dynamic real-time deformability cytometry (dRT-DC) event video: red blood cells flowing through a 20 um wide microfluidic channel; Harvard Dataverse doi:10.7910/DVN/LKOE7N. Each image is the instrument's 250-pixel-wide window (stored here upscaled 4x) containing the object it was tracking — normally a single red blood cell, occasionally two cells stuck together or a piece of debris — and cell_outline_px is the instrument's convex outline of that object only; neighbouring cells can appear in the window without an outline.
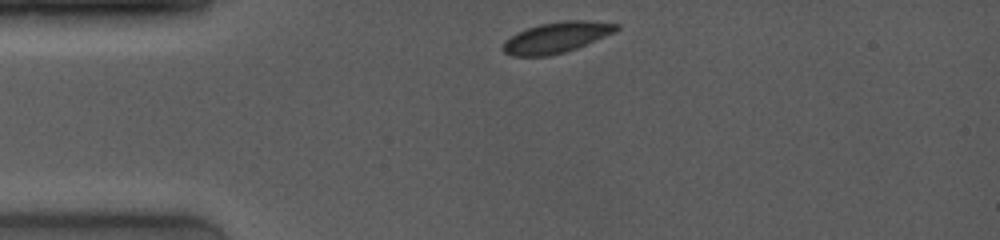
{"species": "common noctule bat (a hibernating species)", "species_latin": "Nyctalus noctula", "temperature_condition": "room temperature", "stored_images_in_passage": 22, "camera_frame_rate_fps": 4000, "um_per_image_px": 0.085, "animal": {"sex": "female", "body_mass_g": 19.0, "forearm_length_mm": 53.3}, "frame": {"image": 1, "passage_image": 1, "time_ms": 0.0, "image_size_px": [1000, 240], "cell_outline_px": [[620, 28], [604, 36], [576, 48], [564, 52], [548, 56], [512, 56], [504, 52], [500, 48], [504, 40], [516, 32], [540, 24], [560, 20], [588, 20], [620, 24]], "centroid_in_image_um": [47.24, 3.17], "position_along_channel_um": 37.8, "area_um2": 20.35}}
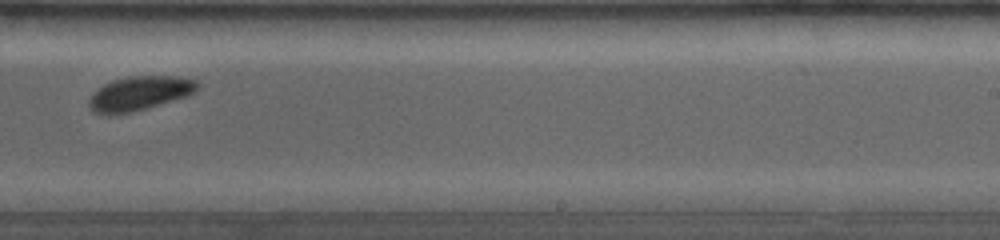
{"frame": {"image": 2, "passage_image": 14, "time_ms": 6.75, "image_size_px": [1000, 240], "cell_outline_px": [[200, 84], [188, 96], [144, 108], [128, 112], [108, 116], [92, 112], [88, 108], [88, 100], [104, 84], [112, 80], [128, 76], [180, 76], [196, 80]], "centroid_in_image_um": [11.83, 7.93], "position_along_channel_um": 277.2, "area_um2": 21.44}}
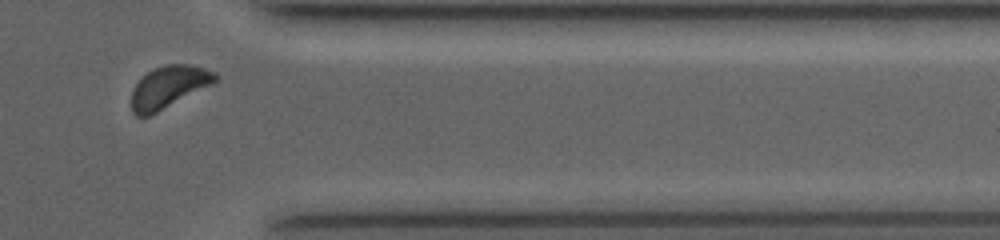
{"frame": {"image": 3, "passage_image": 20, "time_ms": 9.75, "image_size_px": [1000, 240], "cell_outline_px": [[220, 80], [216, 84], [148, 116], [136, 116], [132, 112], [132, 88], [148, 72], [164, 64], [192, 64], [216, 72], [220, 76]], "centroid_in_image_um": [14.43, 7.38], "position_along_channel_um": 397.0, "area_um2": 20.87}, "authors_computed_cell_mechanics": {"area_um2": 21.386, "velocity_mm_per_s": 4.0443, "shape_relaxation_time_tau1_ms": 0.9831, "shape_relaxation_time_tau2_ms": null, "deformation_change_tau1": 0.0329, "deformation_change_tau2": null}}